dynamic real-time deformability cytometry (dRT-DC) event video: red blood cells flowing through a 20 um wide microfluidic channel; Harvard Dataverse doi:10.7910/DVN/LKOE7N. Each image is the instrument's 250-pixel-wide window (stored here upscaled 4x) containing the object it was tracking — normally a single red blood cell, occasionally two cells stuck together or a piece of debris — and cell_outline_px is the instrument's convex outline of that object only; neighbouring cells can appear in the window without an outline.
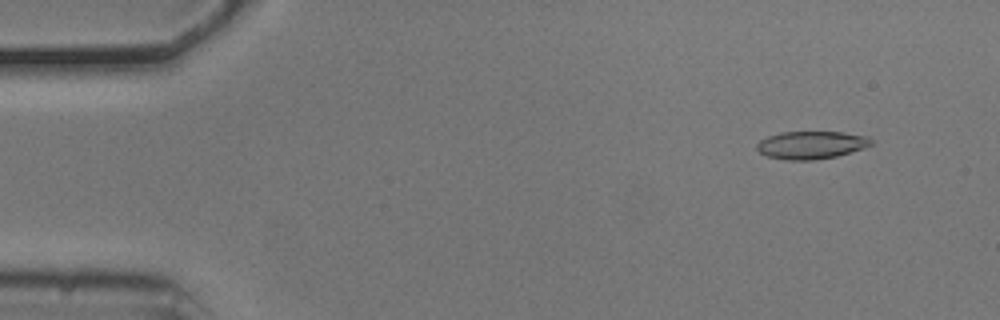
{"species": "common noctule bat (a hibernating species)", "species_latin": "Nyctalus noctula", "temperature_condition": "cold", "stored_images_in_passage": 37, "camera_frame_rate_fps": 3000, "um_per_image_px": 0.085, "animal": {"sex": "male", "body_mass_g": 20.5, "forearm_length_mm": 52.5}, "frame": {"image": 1, "passage_image": 5, "time_ms": 1.333, "image_size_px": [1000, 320], "cell_outline_px": [[872, 144], [864, 148], [836, 156], [816, 160], [788, 160], [768, 156], [760, 152], [756, 148], [756, 144], [760, 140], [768, 136], [780, 132], [844, 132], [868, 136], [872, 140]], "centroid_in_image_um": [68.96, 12.32], "position_along_channel_um": 16.0, "area_um2": 18.5}}
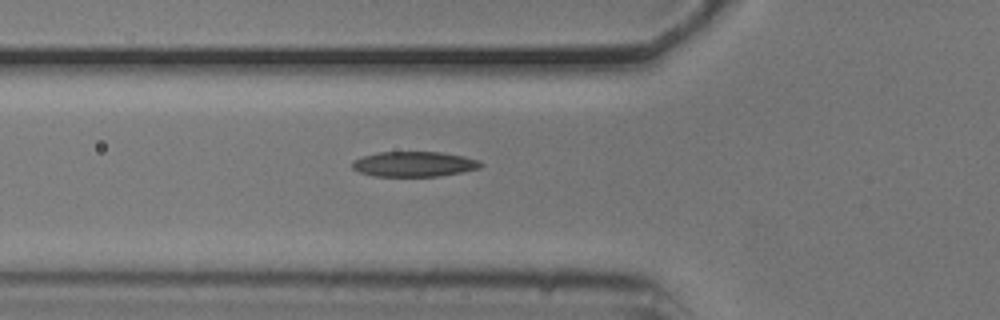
{"frame": {"image": 2, "passage_image": 19, "time_ms": 6.0, "image_size_px": [1000, 320], "cell_outline_px": [[484, 164], [480, 168], [460, 172], [436, 176], [376, 176], [360, 172], [352, 168], [352, 160], [376, 152], [440, 152], [464, 156], [480, 160]], "centroid_in_image_um": [35.2, 13.94], "position_along_channel_um": 90.6, "area_um2": 18.79}}
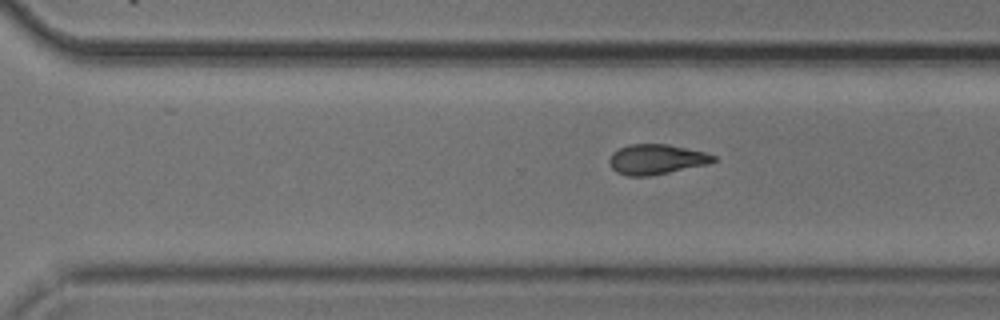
{"frame": {"image": 3, "passage_image": 37, "time_ms": 12.0, "image_size_px": [1000, 320], "cell_outline_px": [[716, 160], [708, 164], [648, 176], [628, 176], [616, 172], [612, 168], [608, 160], [612, 152], [628, 144], [668, 144], [704, 152], [716, 156]], "centroid_in_image_um": [55.76, 13.54], "position_along_channel_um": 314.8, "area_um2": 18.15}}